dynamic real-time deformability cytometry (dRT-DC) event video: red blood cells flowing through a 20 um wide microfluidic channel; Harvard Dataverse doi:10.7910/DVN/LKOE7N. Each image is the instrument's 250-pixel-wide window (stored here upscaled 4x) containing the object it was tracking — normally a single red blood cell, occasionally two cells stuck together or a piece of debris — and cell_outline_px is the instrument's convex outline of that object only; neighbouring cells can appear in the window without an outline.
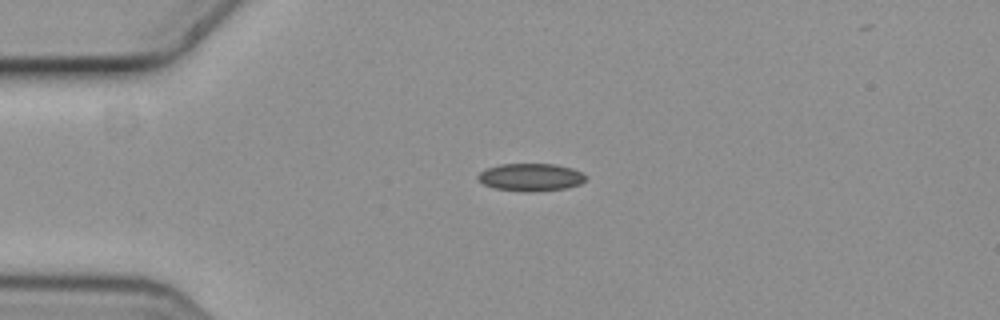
{"species": "common noctule bat (a hibernating species)", "species_latin": "Nyctalus noctula", "temperature_condition": "cold", "stored_images_in_passage": 3, "camera_frame_rate_fps": 3000, "um_per_image_px": 0.085, "animal": {"sex": "female", "body_mass_g": 19.3, "forearm_length_mm": 54.1}, "frame": {"image": 1, "passage_image": 2, "time_ms": 0.333, "image_size_px": [1000, 320], "cell_outline_px": [[588, 176], [580, 184], [564, 188], [496, 188], [484, 184], [476, 176], [480, 172], [488, 168], [500, 164], [556, 164], [572, 168]], "centroid_in_image_um": [45.13, 14.99], "position_along_channel_um": 39.9, "area_um2": 16.13}}